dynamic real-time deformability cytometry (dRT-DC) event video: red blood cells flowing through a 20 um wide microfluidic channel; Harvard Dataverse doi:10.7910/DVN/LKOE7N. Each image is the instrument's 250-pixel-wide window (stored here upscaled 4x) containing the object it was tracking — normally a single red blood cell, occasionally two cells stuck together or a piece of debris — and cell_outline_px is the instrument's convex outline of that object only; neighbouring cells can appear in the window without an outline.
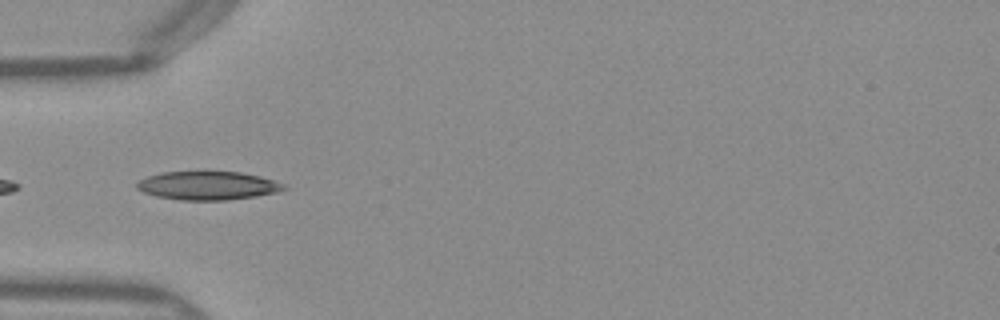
{"species": "Egyptian fruit bat (a non-hibernating species)", "species_latin": "Rousettus aegyptiacus", "temperature_condition": "warm", "stored_images_in_passage": 14, "camera_frame_rate_fps": 3000, "um_per_image_px": 0.085, "frame": {"image": 1, "passage_image": 3, "time_ms": 0.667, "image_size_px": [1000, 320], "cell_outline_px": [[288, 188], [276, 192], [256, 196], [228, 200], [180, 200], [156, 196], [144, 192], [136, 188], [136, 184], [140, 180], [148, 176], [160, 172], [204, 168], [240, 172], [260, 176], [284, 184]], "centroid_in_image_um": [17.63, 15.72], "position_along_channel_um": 67.4, "area_um2": 25.43}}